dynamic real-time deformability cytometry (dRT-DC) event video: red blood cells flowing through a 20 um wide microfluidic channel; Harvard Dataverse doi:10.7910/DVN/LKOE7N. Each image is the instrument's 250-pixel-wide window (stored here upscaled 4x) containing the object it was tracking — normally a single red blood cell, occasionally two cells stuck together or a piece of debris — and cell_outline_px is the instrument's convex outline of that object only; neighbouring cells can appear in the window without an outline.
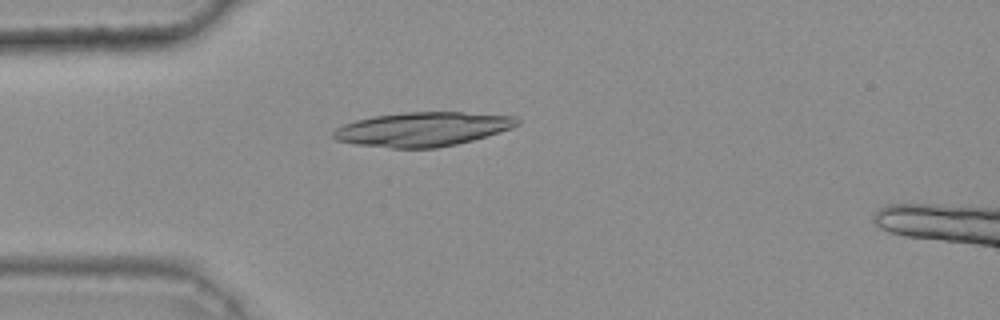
{"species": "common noctule bat (a hibernating species)", "species_latin": "Nyctalus noctula", "temperature_condition": "warm", "stored_images_in_passage": 36, "camera_frame_rate_fps": 3000, "um_per_image_px": 0.085, "animal": {"sex": "female", "body_mass_g": 25.1}, "frame": {"image": 1, "passage_image": 3, "time_ms": 0.667, "image_size_px": [1000, 320], "cell_outline_px": [[520, 124], [512, 128], [472, 140], [456, 144], [436, 148], [392, 148], [356, 144], [336, 140], [332, 136], [332, 132], [336, 128], [344, 124], [356, 120], [372, 116], [404, 112], [460, 112], [516, 116], [520, 120]], "centroid_in_image_um": [35.92, 10.97], "position_along_channel_um": 49.1, "area_um2": 36.59}}
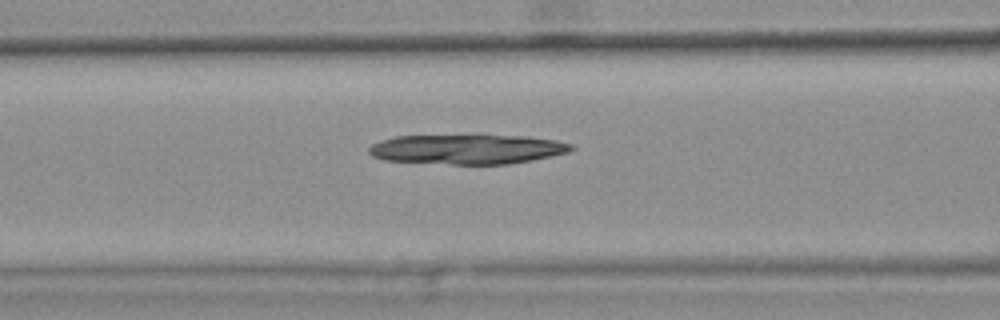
{"frame": {"image": 2, "passage_image": 10, "time_ms": 3.0, "image_size_px": [1000, 320], "cell_outline_px": [[576, 148], [568, 152], [508, 164], [452, 164], [384, 160], [372, 156], [368, 152], [368, 148], [372, 144], [380, 140], [396, 136], [476, 132], [480, 132], [524, 136], [556, 140], [572, 144]], "centroid_in_image_um": [39.67, 12.62], "position_along_channel_um": 126.9, "area_um2": 36.47}}